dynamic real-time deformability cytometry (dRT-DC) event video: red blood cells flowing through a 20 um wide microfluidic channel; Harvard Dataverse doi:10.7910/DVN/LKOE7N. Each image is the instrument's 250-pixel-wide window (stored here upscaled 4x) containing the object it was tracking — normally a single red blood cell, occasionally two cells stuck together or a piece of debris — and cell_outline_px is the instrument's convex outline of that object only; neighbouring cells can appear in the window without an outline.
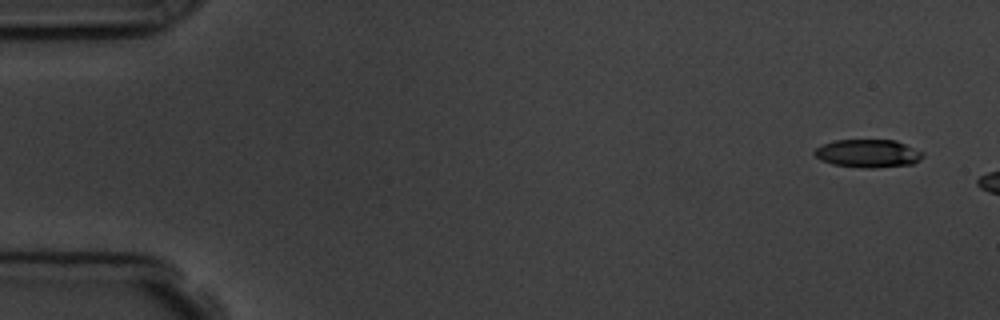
{"species": "common noctule bat (a hibernating species)", "species_latin": "Nyctalus noctula", "temperature_condition": "room temperature", "stored_images_in_passage": 3, "camera_frame_rate_fps": 3000, "um_per_image_px": 0.085, "animal": {"sex": "male", "body_mass_g": 19.5, "forearm_length_mm": 54.6}, "frame": {"image": 1, "passage_image": 1, "time_ms": 0.0, "image_size_px": [1000, 320], "cell_outline_px": [[924, 156], [920, 160], [912, 164], [872, 168], [864, 168], [832, 164], [820, 160], [812, 152], [816, 148], [824, 144], [836, 140], [896, 140], [924, 152]], "centroid_in_image_um": [73.79, 13.04], "position_along_channel_um": 11.2, "area_um2": 17.74}}